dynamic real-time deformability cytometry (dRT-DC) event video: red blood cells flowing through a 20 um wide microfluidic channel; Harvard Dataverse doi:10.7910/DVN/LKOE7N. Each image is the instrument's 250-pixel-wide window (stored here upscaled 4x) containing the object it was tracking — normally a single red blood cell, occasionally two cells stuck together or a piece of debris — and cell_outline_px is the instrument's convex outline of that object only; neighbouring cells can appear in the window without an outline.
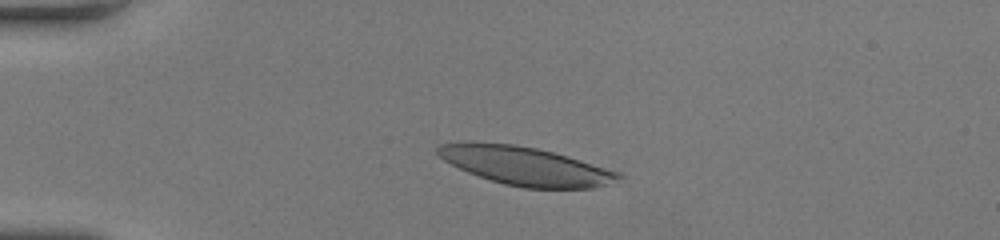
{"species": "human", "species_latin": "Homo sapiens", "temperature_condition": "room temperature", "stored_images_in_passage": 45, "camera_frame_rate_fps": 3000, "um_per_image_px": 0.085, "donor": {"sex": "female"}, "frame": {"image": 1, "passage_image": 9, "time_ms": 2.667, "image_size_px": [1000, 240], "cell_outline_px": [[624, 176], [608, 184], [596, 188], [524, 188], [504, 184], [468, 172], [444, 160], [436, 152], [436, 144], [464, 140], [472, 140], [512, 144], [536, 148], [568, 156], [620, 172]], "centroid_in_image_um": [44.61, 14.07], "position_along_channel_um": 40.4, "area_um2": 40.75}}
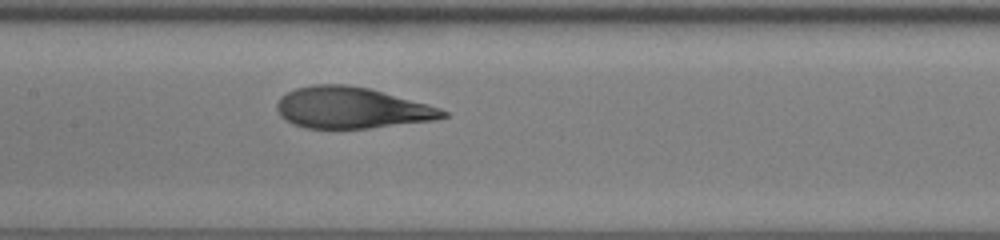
{"frame": {"image": 2, "passage_image": 24, "time_ms": 7.667, "image_size_px": [1000, 240], "cell_outline_px": [[448, 116], [432, 120], [368, 128], [304, 128], [292, 124], [280, 116], [276, 108], [276, 104], [280, 96], [296, 88], [312, 84], [344, 84], [368, 88], [428, 104], [440, 108], [448, 112]], "centroid_in_image_um": [29.84, 9.16], "position_along_channel_um": 177.6, "area_um2": 39.77}}
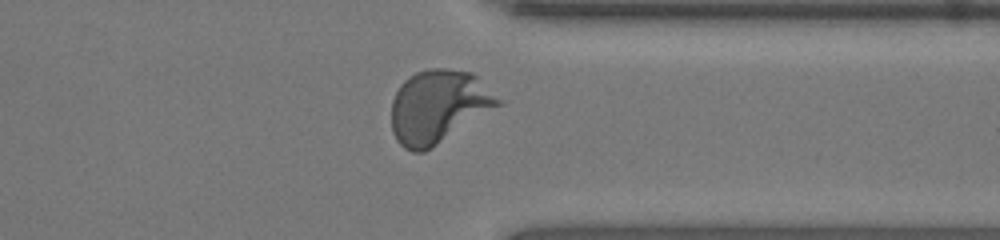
{"frame": {"image": 3, "passage_image": 40, "time_ms": 13.0, "image_size_px": [1000, 240], "cell_outline_px": [[504, 104], [432, 148], [424, 152], [412, 152], [404, 148], [396, 140], [392, 132], [392, 100], [400, 84], [408, 76], [416, 72], [428, 68], [444, 68], [472, 72]], "centroid_in_image_um": [37.26, 9.07], "position_along_channel_um": 374.1, "area_um2": 45.66}, "authors_computed_cell_mechanics": {"area_um2": 40.9224, "velocity_mm_per_s": 3.6878, "shape_relaxation_time_tau1_ms": 5.6432, "shape_relaxation_time_tau2_ms": null, "deformation_change_tau1": 0.2781, "deformation_change_tau2": null}}